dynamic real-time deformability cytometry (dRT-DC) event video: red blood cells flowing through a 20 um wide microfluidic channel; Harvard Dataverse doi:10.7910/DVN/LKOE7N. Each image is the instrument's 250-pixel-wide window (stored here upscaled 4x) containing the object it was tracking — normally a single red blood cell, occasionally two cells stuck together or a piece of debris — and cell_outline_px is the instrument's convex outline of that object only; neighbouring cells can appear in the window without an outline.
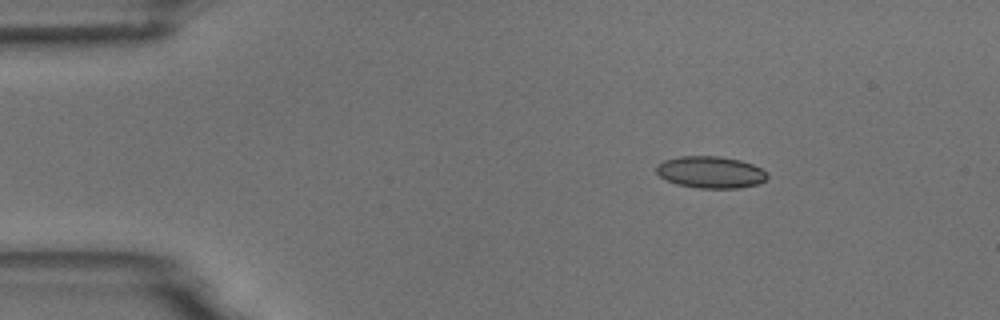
{"species": "common noctule bat (a hibernating species)", "species_latin": "Nyctalus noctula", "temperature_condition": "room temperature", "stored_images_in_passage": 3, "camera_frame_rate_fps": 3000, "um_per_image_px": 0.085, "animal": {"sex": "male", "body_mass_g": 18.8}, "frame": {"image": 1, "passage_image": 3, "time_ms": 2.333, "image_size_px": [1000, 320], "cell_outline_px": [[768, 176], [760, 184], [736, 188], [700, 188], [676, 184], [660, 176], [656, 172], [656, 164], [664, 160], [680, 156], [720, 156], [740, 160], [752, 164], [768, 172]], "centroid_in_image_um": [60.4, 14.63], "position_along_channel_um": 24.6, "area_um2": 20.63}}